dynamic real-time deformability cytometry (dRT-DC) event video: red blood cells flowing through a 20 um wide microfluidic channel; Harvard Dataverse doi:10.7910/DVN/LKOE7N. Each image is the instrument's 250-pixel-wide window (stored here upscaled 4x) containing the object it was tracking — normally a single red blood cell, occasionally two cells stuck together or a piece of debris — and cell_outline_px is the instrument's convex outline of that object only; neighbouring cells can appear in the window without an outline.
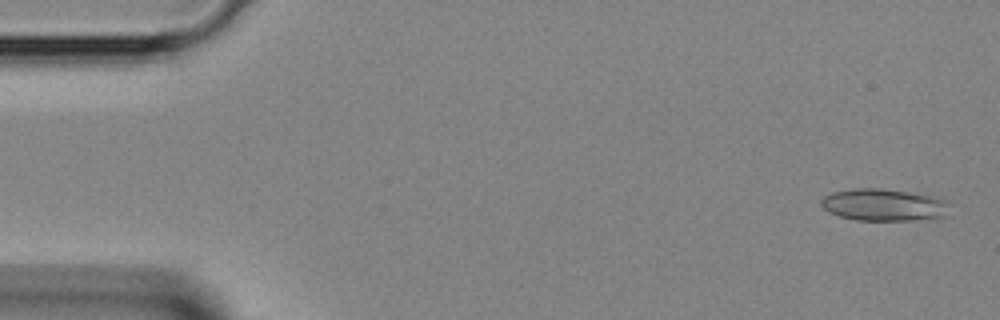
{"species": "Egyptian fruit bat (a non-hibernating species)", "species_latin": "Rousettus aegyptiacus", "temperature_condition": "room temperature", "stored_images_in_passage": 39, "camera_frame_rate_fps": 3000, "um_per_image_px": 0.085, "animal": {"sex": "female"}, "frame": {"image": 1, "passage_image": 1, "time_ms": 0.0, "image_size_px": [1000, 320], "cell_outline_px": [[952, 216], [912, 220], [856, 220], [840, 216], [828, 212], [820, 204], [820, 200], [824, 196], [832, 192], [852, 188], [880, 188], [936, 196], [952, 204]], "centroid_in_image_um": [75.21, 17.41], "position_along_channel_um": 9.8, "area_um2": 24.57}}
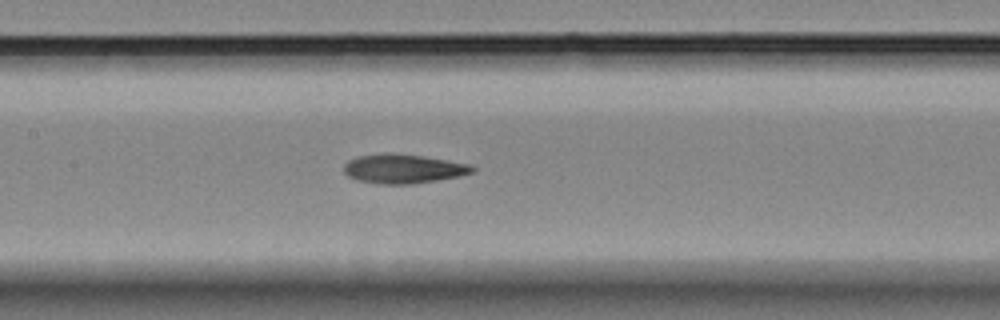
{"frame": {"image": 2, "passage_image": 18, "time_ms": 5.667, "image_size_px": [1000, 320], "cell_outline_px": [[476, 168], [472, 172], [460, 176], [412, 184], [380, 184], [356, 180], [348, 176], [344, 172], [344, 164], [348, 160], [356, 156], [424, 156], [472, 164]], "centroid_in_image_um": [34.32, 14.39], "position_along_channel_um": 173.1, "area_um2": 21.1}}
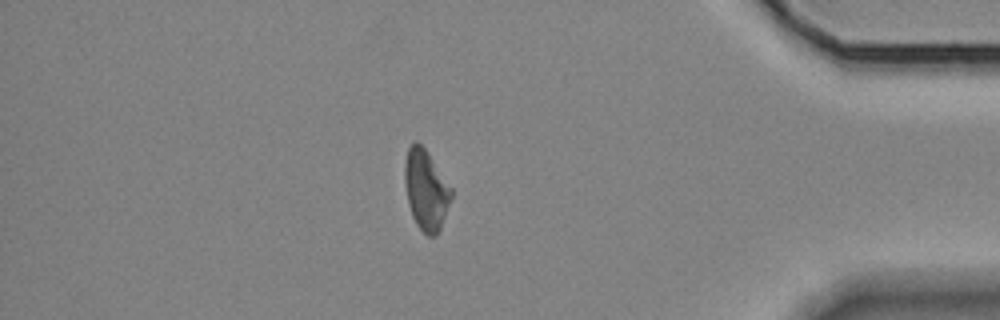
{"frame": {"image": 3, "passage_image": 34, "time_ms": 11.0, "image_size_px": [1000, 320], "cell_outline_px": [[452, 196], [440, 228], [436, 236], [428, 236], [416, 224], [412, 216], [408, 204], [404, 180], [404, 164], [408, 148], [416, 140], [424, 148], [452, 188]], "centroid_in_image_um": [36.19, 16.15], "position_along_channel_um": 399.0, "area_um2": 21.5}}